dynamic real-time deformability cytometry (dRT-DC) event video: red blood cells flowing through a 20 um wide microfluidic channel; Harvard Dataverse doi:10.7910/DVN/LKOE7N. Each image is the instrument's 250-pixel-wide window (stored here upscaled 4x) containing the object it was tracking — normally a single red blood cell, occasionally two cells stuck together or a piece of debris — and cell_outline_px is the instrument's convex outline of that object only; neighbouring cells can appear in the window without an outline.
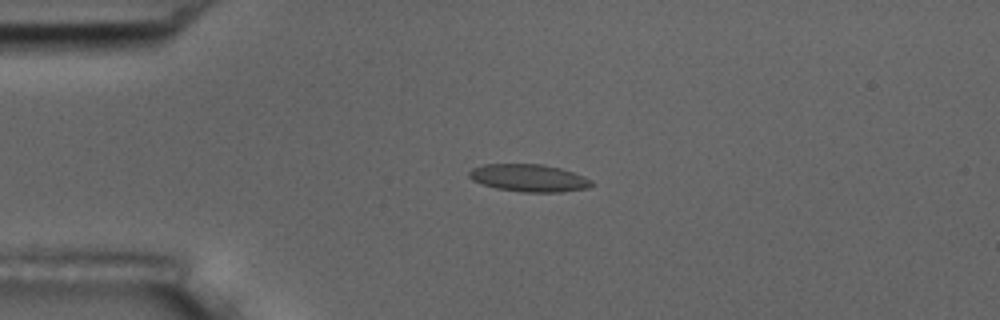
{"species": "common noctule bat (a hibernating species)", "species_latin": "Nyctalus noctula", "temperature_condition": "room temperature", "stored_images_in_passage": 6, "camera_frame_rate_fps": 3000, "um_per_image_px": 0.085, "animal": {"sex": "male", "body_mass_g": 17.5, "forearm_length_mm": 52.3}, "frame": {"image": 1, "passage_image": 4, "time_ms": 3.333, "image_size_px": [1000, 320], "cell_outline_px": [[592, 184], [588, 188], [564, 192], [520, 192], [496, 188], [480, 184], [472, 180], [468, 176], [468, 172], [472, 168], [484, 164], [544, 164], [560, 168], [584, 176], [592, 180]], "centroid_in_image_um": [44.93, 15.13], "position_along_channel_um": 40.1, "area_um2": 19.77}}